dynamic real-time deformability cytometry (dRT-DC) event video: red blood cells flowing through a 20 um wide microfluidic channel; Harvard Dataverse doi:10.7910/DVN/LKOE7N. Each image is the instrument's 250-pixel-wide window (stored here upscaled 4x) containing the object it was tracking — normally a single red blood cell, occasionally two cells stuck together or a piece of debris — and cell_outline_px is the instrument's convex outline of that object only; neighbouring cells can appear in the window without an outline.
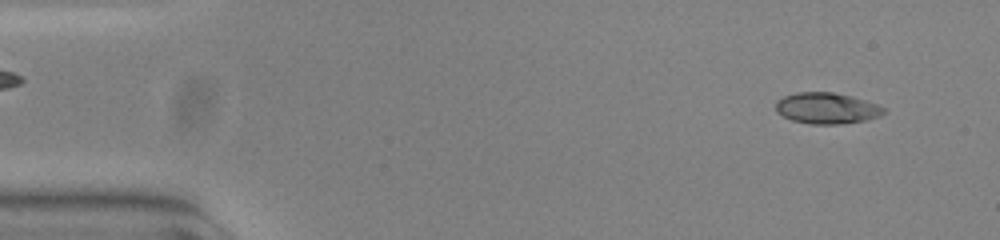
{"species": "common noctule bat (a hibernating species)", "species_latin": "Nyctalus noctula", "temperature_condition": "warm", "stored_images_in_passage": 54, "camera_frame_rate_fps": 3000, "um_per_image_px": 0.085, "animal": {"sex": "female", "body_mass_g": 23.0, "forearm_length_mm": 53.4}, "frame": {"image": 1, "passage_image": 4, "time_ms": 1.0, "image_size_px": [1000, 240], "cell_outline_px": [[884, 112], [880, 116], [868, 120], [840, 124], [812, 124], [792, 120], [776, 112], [776, 100], [784, 96], [796, 92], [832, 92], [852, 96], [876, 104], [884, 108]], "centroid_in_image_um": [70.26, 9.2], "position_along_channel_um": 14.7, "area_um2": 19.54}}
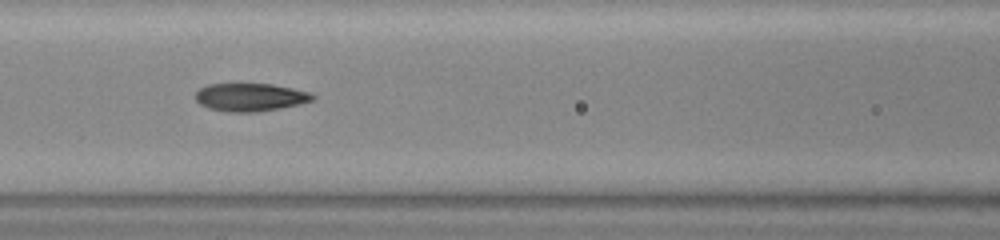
{"frame": {"image": 2, "passage_image": 23, "time_ms": 7.333, "image_size_px": [1000, 240], "cell_outline_px": [[316, 100], [300, 104], [280, 108], [256, 112], [228, 112], [208, 108], [200, 104], [196, 100], [196, 92], [200, 88], [208, 84], [272, 84], [312, 92], [316, 96]], "centroid_in_image_um": [21.32, 8.26], "position_along_channel_um": 145.3, "area_um2": 19.25}}
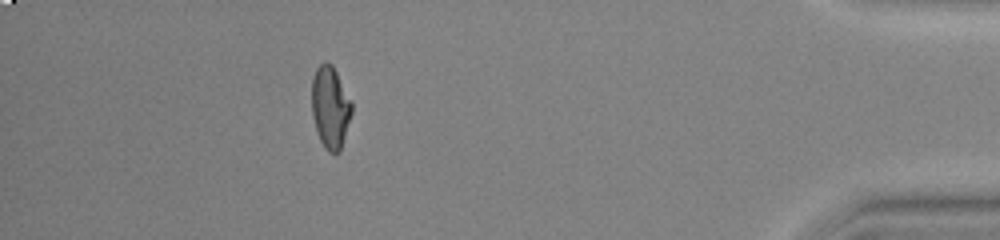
{"frame": {"image": 3, "passage_image": 48, "time_ms": 15.667, "image_size_px": [1000, 240], "cell_outline_px": [[352, 112], [340, 152], [328, 152], [324, 148], [316, 132], [312, 116], [312, 80], [316, 68], [324, 60], [328, 60], [332, 64], [352, 104]], "centroid_in_image_um": [28.05, 9.12], "position_along_channel_um": 407.1, "area_um2": 19.13}, "authors_computed_cell_mechanics": {"area_um2": 19.2185, "velocity_mm_per_s": 3.7967, "shape_relaxation_time_tau1_ms": 7.6137, "shape_relaxation_time_tau2_ms": 1.5195, "deformation_change_tau1": 0.2921, "deformation_change_tau2": 0.0696}}